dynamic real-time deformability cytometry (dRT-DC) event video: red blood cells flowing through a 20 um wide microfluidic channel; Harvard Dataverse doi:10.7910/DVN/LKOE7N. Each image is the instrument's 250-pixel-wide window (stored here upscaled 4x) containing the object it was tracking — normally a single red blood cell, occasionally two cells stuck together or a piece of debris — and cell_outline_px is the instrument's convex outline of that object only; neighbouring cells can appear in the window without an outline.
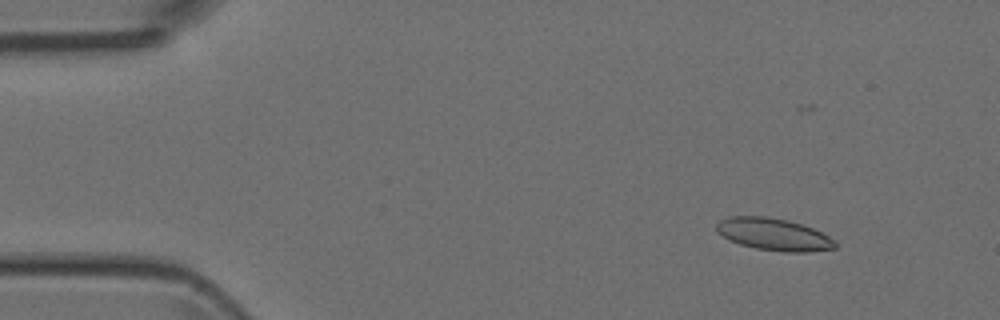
{"species": "Egyptian fruit bat (a non-hibernating species)", "species_latin": "Rousettus aegyptiacus", "temperature_condition": "room temperature", "stored_images_in_passage": 51, "camera_frame_rate_fps": 3000, "um_per_image_px": 0.085, "animal": {"sex": "female"}, "frame": {"image": 1, "passage_image": 6, "time_ms": 1.667, "image_size_px": [1000, 320], "cell_outline_px": [[836, 248], [808, 252], [784, 252], [756, 248], [740, 244], [728, 240], [716, 232], [716, 224], [720, 220], [728, 216], [768, 216], [788, 220], [812, 228], [836, 240]], "centroid_in_image_um": [65.74, 19.92], "position_along_channel_um": 19.3, "area_um2": 22.37}}
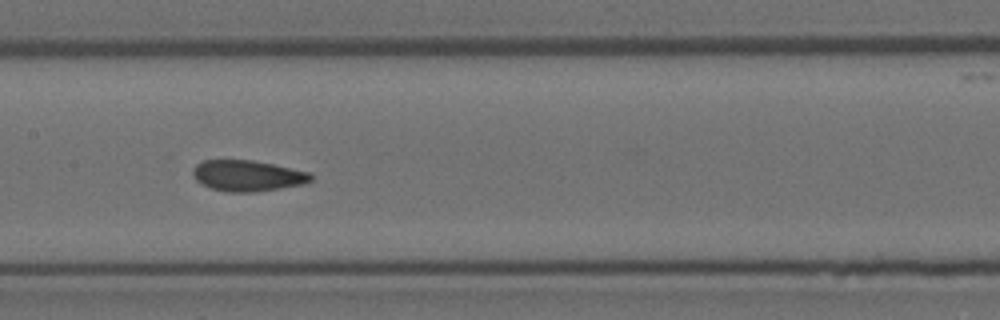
{"frame": {"image": 2, "passage_image": 25, "time_ms": 8.0, "image_size_px": [1000, 320], "cell_outline_px": [[312, 180], [304, 184], [280, 188], [252, 192], [228, 192], [212, 188], [200, 184], [192, 176], [192, 168], [196, 164], [204, 160], [252, 160], [272, 164], [308, 172], [312, 176]], "centroid_in_image_um": [20.99, 14.93], "position_along_channel_um": 186.4, "area_um2": 21.21}}
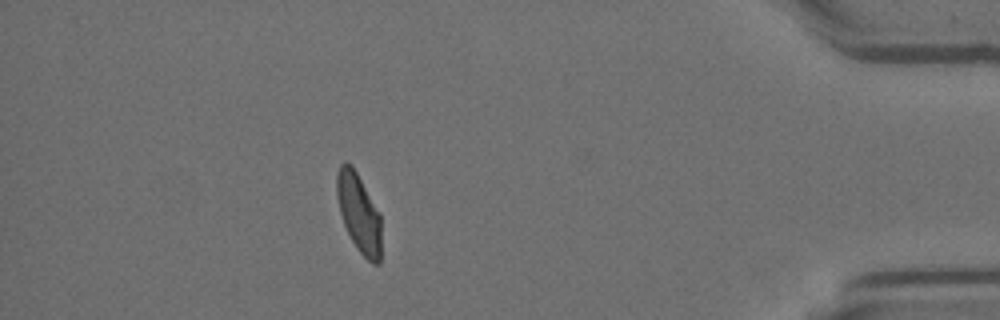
{"frame": {"image": 3, "passage_image": 45, "time_ms": 14.667, "image_size_px": [1000, 320], "cell_outline_px": [[380, 264], [372, 264], [356, 248], [344, 224], [340, 212], [336, 196], [336, 172], [340, 164], [344, 160], [352, 164], [380, 212]], "centroid_in_image_um": [30.49, 18.05], "position_along_channel_um": 404.7, "area_um2": 20.58}}